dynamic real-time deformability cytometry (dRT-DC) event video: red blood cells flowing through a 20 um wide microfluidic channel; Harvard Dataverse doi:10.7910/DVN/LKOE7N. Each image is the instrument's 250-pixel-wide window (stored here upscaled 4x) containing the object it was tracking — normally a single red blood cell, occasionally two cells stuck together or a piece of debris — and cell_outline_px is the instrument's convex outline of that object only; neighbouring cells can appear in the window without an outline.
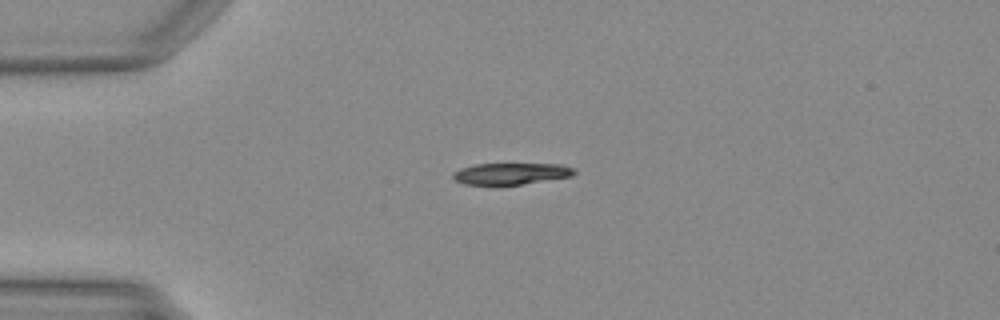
{"species": "Egyptian fruit bat (a non-hibernating species)", "species_latin": "Rousettus aegyptiacus", "temperature_condition": "warm", "stored_images_in_passage": 29, "camera_frame_rate_fps": 3000, "um_per_image_px": 0.085, "animal": {"sex": "female"}, "frame": {"image": 1, "passage_image": 1, "time_ms": 0.0, "image_size_px": [1000, 320], "cell_outline_px": [[576, 172], [572, 176], [496, 188], [464, 184], [456, 180], [452, 176], [452, 172], [460, 168], [476, 164], [560, 164], [572, 168]], "centroid_in_image_um": [43.34, 14.8], "position_along_channel_um": 41.7, "area_um2": 15.78}}
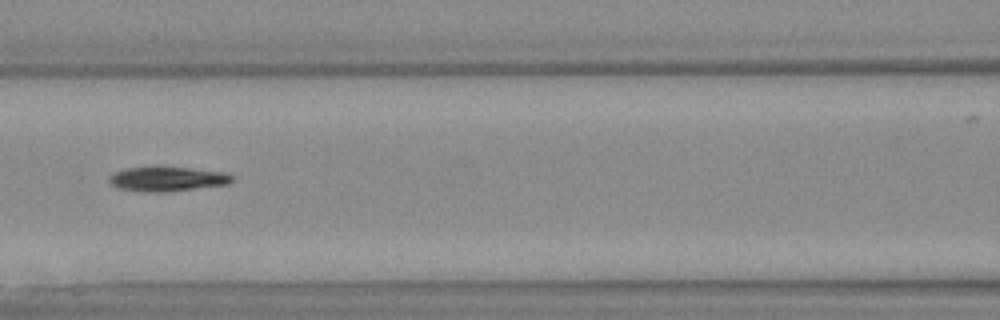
{"frame": {"image": 2, "passage_image": 11, "time_ms": 3.333, "image_size_px": [1000, 320], "cell_outline_px": [[232, 180], [228, 184], [168, 192], [144, 192], [116, 188], [108, 180], [116, 172], [128, 168], [188, 168], [224, 172], [232, 176]], "centroid_in_image_um": [14.23, 15.24], "position_along_channel_um": 152.4, "area_um2": 17.11}}
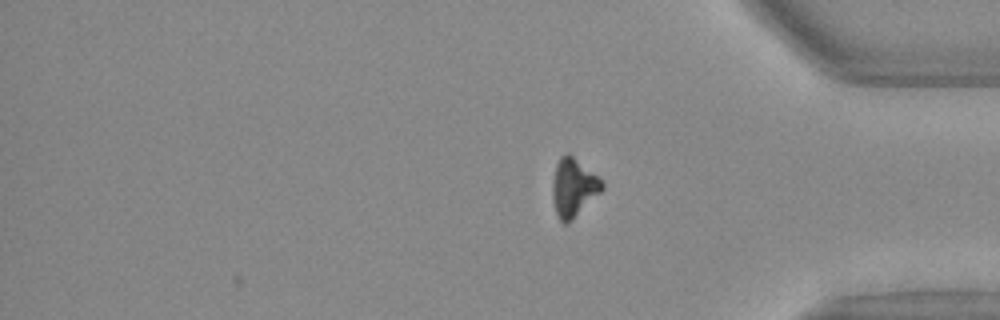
{"frame": {"image": 3, "passage_image": 29, "time_ms": 9.333, "image_size_px": [1000, 320], "cell_outline_px": [[604, 188], [572, 220], [564, 224], [560, 220], [556, 212], [552, 196], [552, 184], [556, 164], [560, 156], [568, 152], [596, 176], [604, 184]], "centroid_in_image_um": [48.71, 15.94], "position_along_channel_um": 386.5, "area_um2": 16.42}}